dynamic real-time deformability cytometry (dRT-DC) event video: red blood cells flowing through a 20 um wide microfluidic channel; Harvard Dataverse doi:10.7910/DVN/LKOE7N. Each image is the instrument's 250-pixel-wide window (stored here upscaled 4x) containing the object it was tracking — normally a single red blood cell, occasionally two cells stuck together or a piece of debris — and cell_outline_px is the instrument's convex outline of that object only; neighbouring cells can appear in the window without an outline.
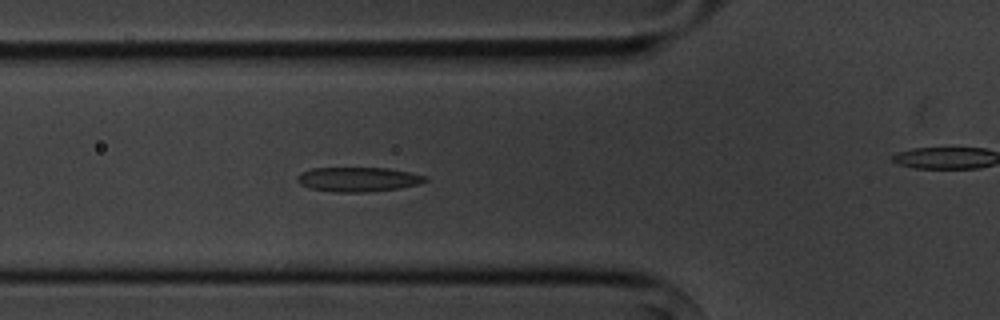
{"species": "common noctule bat (a hibernating species)", "species_latin": "Nyctalus noctula", "temperature_condition": "cold", "stored_images_in_passage": 6, "camera_frame_rate_fps": 3000, "um_per_image_px": 0.085, "animal": {"sex": "male", "body_mass_g": 20.1, "forearm_length_mm": 53.5}, "frame": {"image": 1, "passage_image": 5, "time_ms": 4.333, "image_size_px": [1000, 320], "cell_outline_px": [[428, 180], [420, 184], [400, 188], [368, 192], [332, 192], [308, 188], [300, 184], [296, 180], [296, 176], [300, 172], [312, 168], [388, 168], [408, 172], [424, 176]], "centroid_in_image_um": [30.39, 15.25], "position_along_channel_um": 95.4, "area_um2": 18.38}}